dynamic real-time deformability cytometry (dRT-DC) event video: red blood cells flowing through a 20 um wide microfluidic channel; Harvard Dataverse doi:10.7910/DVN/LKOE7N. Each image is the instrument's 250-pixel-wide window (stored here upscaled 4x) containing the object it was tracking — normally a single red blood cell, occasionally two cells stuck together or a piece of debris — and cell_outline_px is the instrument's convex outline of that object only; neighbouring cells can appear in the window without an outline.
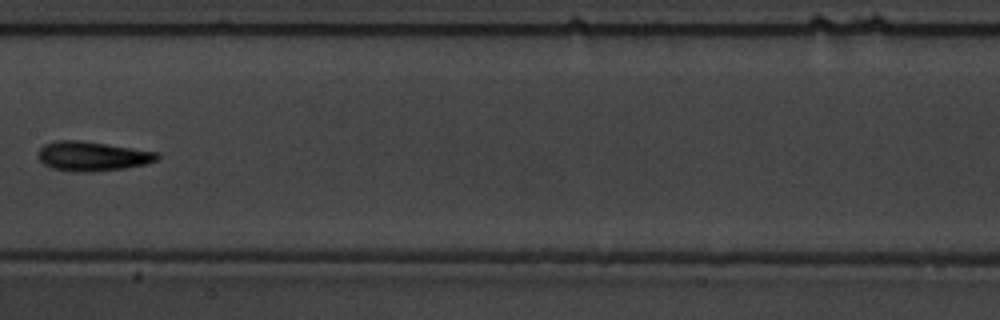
{"species": "common noctule bat (a hibernating species)", "species_latin": "Nyctalus noctula", "temperature_condition": "warm", "stored_images_in_passage": 8, "camera_frame_rate_fps": 3000, "um_per_image_px": 0.085, "animal": {"sex": "male", "body_mass_g": 19.5, "forearm_length_mm": 54.6}, "frame": {"image": 1, "passage_image": 7, "time_ms": 7.667, "image_size_px": [1000, 320], "cell_outline_px": [[160, 156], [156, 160], [144, 164], [124, 168], [88, 172], [72, 172], [52, 168], [44, 164], [36, 156], [36, 152], [44, 144], [56, 140], [80, 140], [160, 152]], "centroid_in_image_um": [7.81, 13.27], "position_along_channel_um": 199.6, "area_um2": 20.58}}
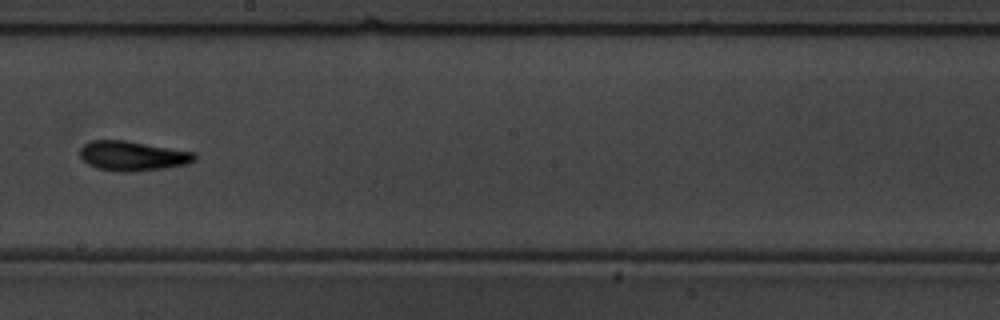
{"frame": {"image": 2, "passage_image": 8, "time_ms": 8.667, "image_size_px": [1000, 320], "cell_outline_px": [[196, 160], [188, 164], [164, 168], [128, 172], [124, 172], [96, 168], [88, 164], [80, 156], [80, 148], [84, 144], [92, 140], [124, 140], [196, 152]], "centroid_in_image_um": [11.29, 13.25], "position_along_channel_um": 236.9, "area_um2": 19.83}}